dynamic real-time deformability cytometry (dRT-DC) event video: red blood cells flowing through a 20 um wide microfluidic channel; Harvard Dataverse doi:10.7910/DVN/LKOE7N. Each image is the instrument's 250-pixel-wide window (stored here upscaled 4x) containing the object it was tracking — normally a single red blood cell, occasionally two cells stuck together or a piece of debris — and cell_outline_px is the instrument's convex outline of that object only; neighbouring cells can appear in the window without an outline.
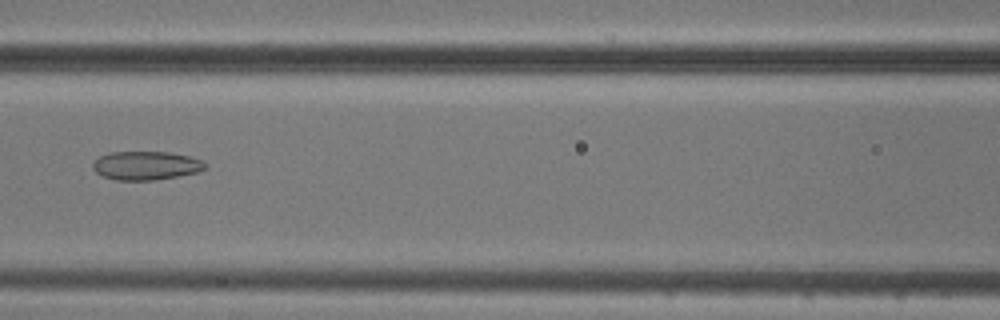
{"species": "common noctule bat (a hibernating species)", "species_latin": "Nyctalus noctula", "temperature_condition": "cold", "stored_images_in_passage": 7, "camera_frame_rate_fps": 3000, "um_per_image_px": 0.085, "animal": {"sex": "male", "body_mass_g": 20.5, "forearm_length_mm": 52.5}, "frame": {"image": 1, "passage_image": 7, "time_ms": 7.667, "image_size_px": [1000, 320], "cell_outline_px": [[208, 168], [196, 172], [176, 176], [152, 180], [116, 180], [104, 176], [96, 172], [92, 168], [92, 164], [100, 156], [108, 152], [168, 152], [188, 156], [200, 160], [208, 164]], "centroid_in_image_um": [12.4, 14.07], "position_along_channel_um": 154.2, "area_um2": 18.61}}